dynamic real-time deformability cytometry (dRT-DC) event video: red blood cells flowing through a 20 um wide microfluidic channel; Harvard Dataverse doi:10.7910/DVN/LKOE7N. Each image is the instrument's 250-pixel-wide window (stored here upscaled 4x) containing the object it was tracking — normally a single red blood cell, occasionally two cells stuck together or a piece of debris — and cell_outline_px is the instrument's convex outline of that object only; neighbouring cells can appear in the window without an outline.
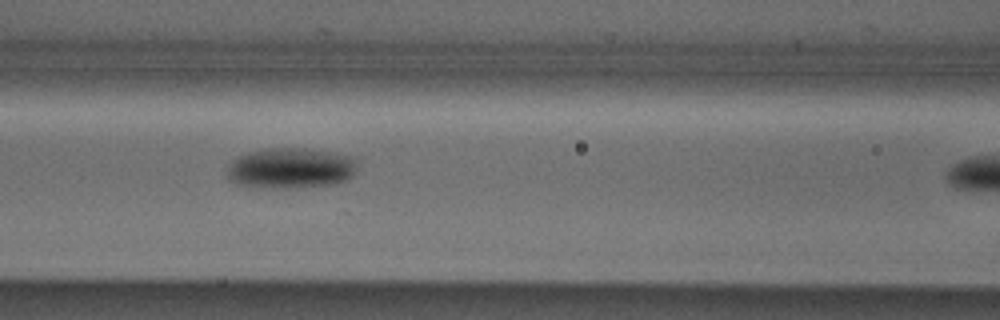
{"species": "Egyptian fruit bat (a non-hibernating species)", "species_latin": "Rousettus aegyptiacus", "temperature_condition": "cold", "stored_images_in_passage": 11, "camera_frame_rate_fps": 3000, "um_per_image_px": 0.085, "animal": {"sex": "male"}, "frame": {"image": 1, "passage_image": 7, "time_ms": 2.0, "image_size_px": [1000, 320], "cell_outline_px": [[360, 160], [352, 176], [348, 180], [328, 184], [236, 184], [228, 176], [228, 164], [236, 156], [248, 152], [264, 148], [300, 148], [356, 156]], "centroid_in_image_um": [24.77, 14.19], "position_along_channel_um": 141.8, "area_um2": 29.36}}
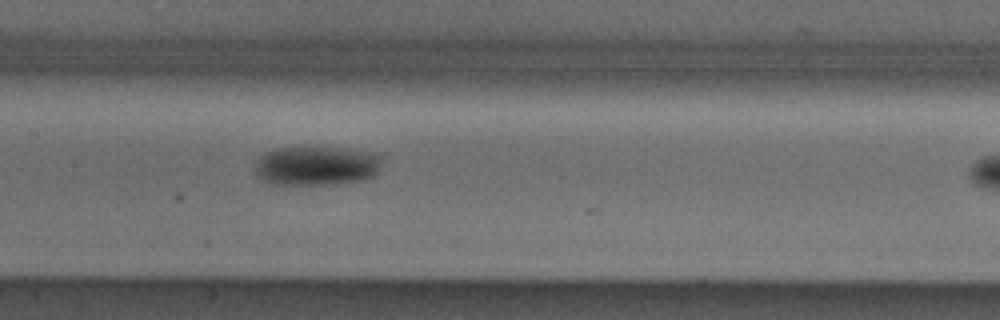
{"frame": {"image": 2, "passage_image": 10, "time_ms": 3.0, "image_size_px": [1000, 320], "cell_outline_px": [[380, 164], [376, 172], [372, 176], [364, 180], [336, 184], [272, 184], [256, 176], [256, 164], [260, 156], [276, 148], [344, 148], [376, 152], [380, 156]], "centroid_in_image_um": [26.92, 14.09], "position_along_channel_um": 180.5, "area_um2": 28.84}}